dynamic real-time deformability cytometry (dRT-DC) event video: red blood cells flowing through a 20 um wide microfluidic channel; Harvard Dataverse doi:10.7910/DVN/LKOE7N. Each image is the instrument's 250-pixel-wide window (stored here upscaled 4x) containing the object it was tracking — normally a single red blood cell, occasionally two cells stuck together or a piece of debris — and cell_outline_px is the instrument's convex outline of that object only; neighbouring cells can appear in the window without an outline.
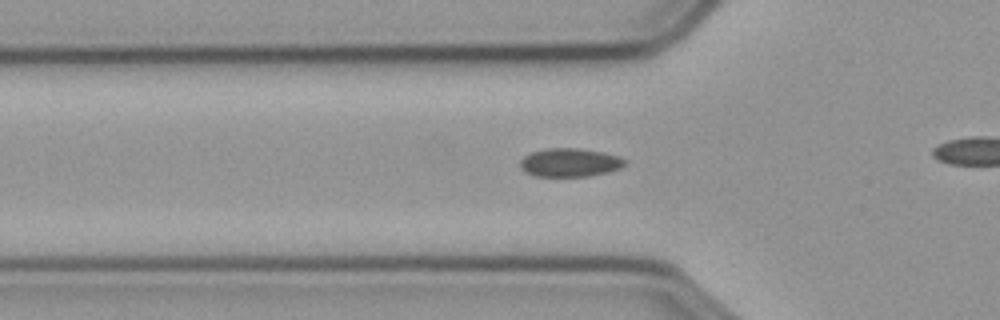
{"species": "common noctule bat (a hibernating species)", "species_latin": "Nyctalus noctula", "temperature_condition": "cold", "stored_images_in_passage": 37, "camera_frame_rate_fps": 3000, "um_per_image_px": 0.085, "animal": {"sex": "male", "body_mass_g": 23.1, "forearm_length_mm": 52.7}, "frame": {"image": 1, "passage_image": 11, "time_ms": 3.333, "image_size_px": [1000, 320], "cell_outline_px": [[628, 160], [620, 168], [608, 172], [588, 176], [532, 176], [524, 172], [520, 168], [520, 160], [524, 156], [532, 152], [548, 148], [576, 148], [600, 152], [616, 156]], "centroid_in_image_um": [48.39, 13.82], "position_along_channel_um": 77.4, "area_um2": 17.28}}
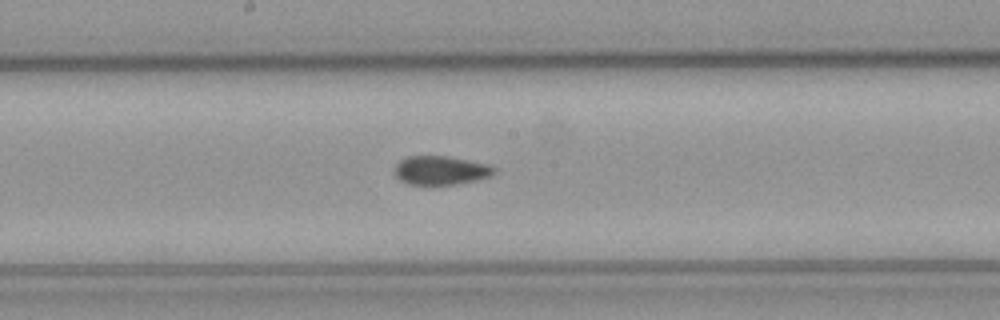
{"frame": {"image": 2, "passage_image": 22, "time_ms": 7.0, "image_size_px": [1000, 320], "cell_outline_px": [[496, 172], [488, 176], [476, 180], [456, 184], [408, 184], [400, 180], [396, 176], [396, 164], [400, 160], [408, 156], [444, 156], [484, 164], [496, 168]], "centroid_in_image_um": [37.42, 14.48], "position_along_channel_um": 210.8, "area_um2": 16.24}}
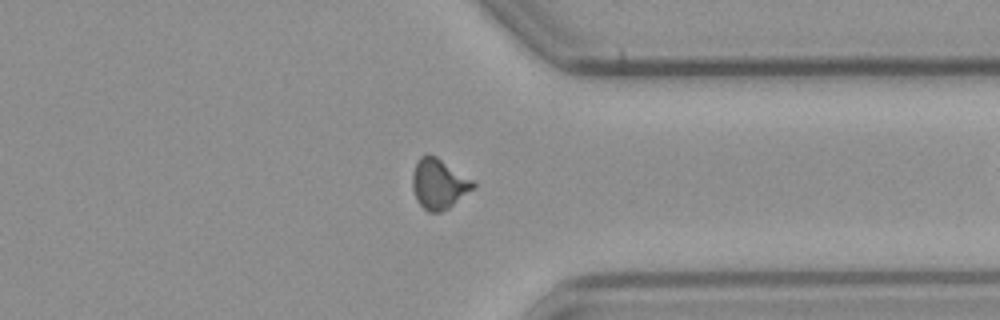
{"frame": {"image": 3, "passage_image": 36, "time_ms": 11.667, "image_size_px": [1000, 320], "cell_outline_px": [[476, 188], [448, 208], [440, 212], [428, 212], [416, 200], [412, 188], [412, 176], [416, 160], [420, 156], [428, 152], [436, 156], [472, 180], [476, 184]], "centroid_in_image_um": [37.28, 15.61], "position_along_channel_um": 374.1, "area_um2": 17.86}}